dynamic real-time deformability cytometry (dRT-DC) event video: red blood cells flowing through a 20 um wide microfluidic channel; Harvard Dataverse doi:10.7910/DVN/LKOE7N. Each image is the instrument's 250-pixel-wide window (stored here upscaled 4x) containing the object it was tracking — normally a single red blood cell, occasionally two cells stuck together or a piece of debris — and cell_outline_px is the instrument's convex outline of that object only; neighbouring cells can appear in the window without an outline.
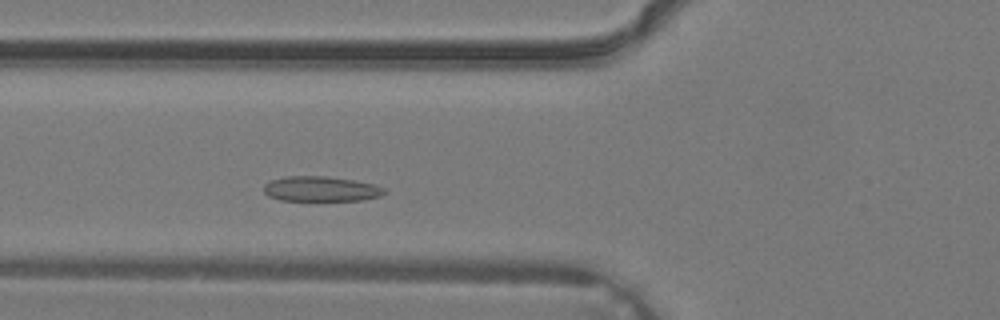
{"species": "common noctule bat (a hibernating species)", "species_latin": "Nyctalus noctula", "temperature_condition": "warm", "stored_images_in_passage": 30, "camera_frame_rate_fps": 3000, "um_per_image_px": 0.085, "animal": {"sex": "male", "body_mass_g": 19.2, "forearm_length_mm": 51.8}, "frame": {"image": 1, "passage_image": 7, "time_ms": 2.0, "image_size_px": [1000, 320], "cell_outline_px": [[388, 192], [380, 196], [364, 200], [280, 200], [268, 196], [264, 192], [264, 184], [272, 180], [288, 176], [324, 176], [352, 180], [376, 184], [384, 188]], "centroid_in_image_um": [27.31, 16.06], "position_along_channel_um": 98.5, "area_um2": 17.57}}
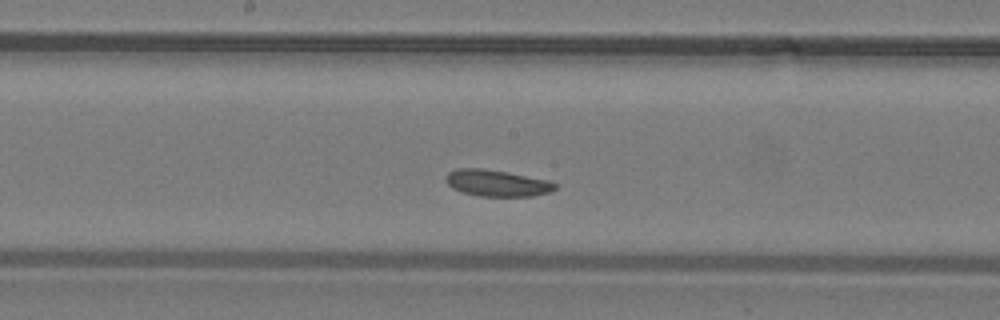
{"frame": {"image": 2, "passage_image": 13, "time_ms": 4.0, "image_size_px": [1000, 320], "cell_outline_px": [[556, 188], [548, 192], [532, 196], [480, 196], [464, 192], [452, 188], [448, 184], [448, 172], [456, 168], [480, 168], [504, 172], [548, 180], [556, 184]], "centroid_in_image_um": [42.24, 15.56], "position_along_channel_um": 206.0, "area_um2": 16.42}}
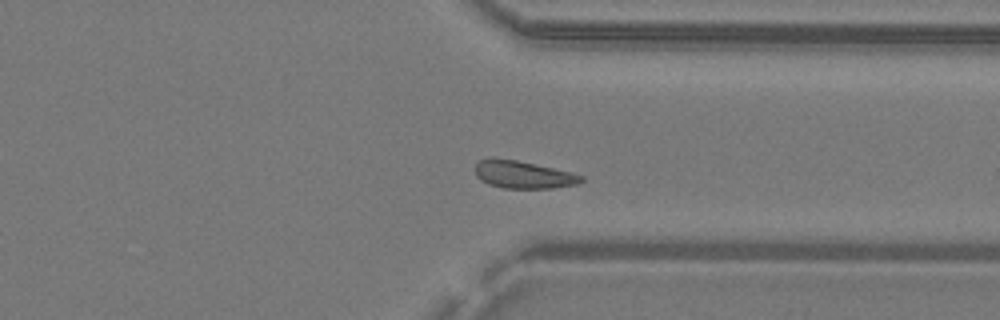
{"frame": {"image": 3, "passage_image": 22, "time_ms": 7.0, "image_size_px": [1000, 320], "cell_outline_px": [[584, 180], [580, 184], [552, 188], [504, 188], [488, 184], [480, 180], [476, 176], [476, 164], [480, 160], [492, 156], [516, 160], [572, 172], [584, 176]], "centroid_in_image_um": [44.48, 14.84], "position_along_channel_um": 366.9, "area_um2": 17.22}}